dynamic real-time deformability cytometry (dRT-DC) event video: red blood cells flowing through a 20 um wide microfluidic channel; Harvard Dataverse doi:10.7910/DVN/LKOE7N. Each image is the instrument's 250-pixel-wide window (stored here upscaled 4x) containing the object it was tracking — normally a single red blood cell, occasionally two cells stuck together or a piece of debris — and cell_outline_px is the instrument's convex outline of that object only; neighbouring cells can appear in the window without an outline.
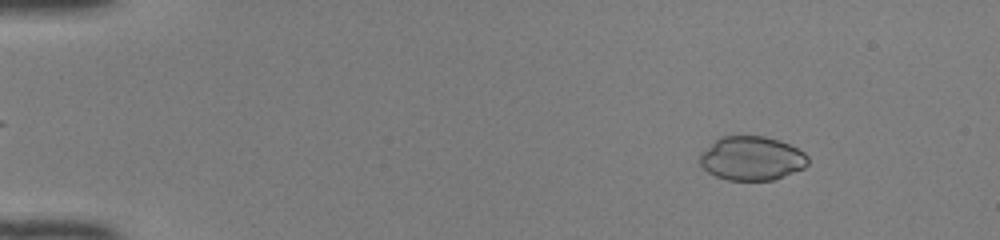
{"species": "common noctule bat (a hibernating species)", "species_latin": "Nyctalus noctula", "temperature_condition": "room temperature", "stored_images_in_passage": 49, "camera_frame_rate_fps": 3000, "um_per_image_px": 0.085, "animal": {"sex": "female", "body_mass_g": 22.0, "forearm_length_mm": 56.7}, "frame": {"image": 1, "passage_image": 6, "time_ms": 1.667, "image_size_px": [1000, 240], "cell_outline_px": [[808, 164], [804, 168], [772, 180], [728, 180], [716, 176], [708, 172], [700, 164], [700, 156], [720, 136], [764, 136], [780, 140], [804, 152], [808, 156]], "centroid_in_image_um": [63.92, 13.46], "position_along_channel_um": 21.1, "area_um2": 27.4}}
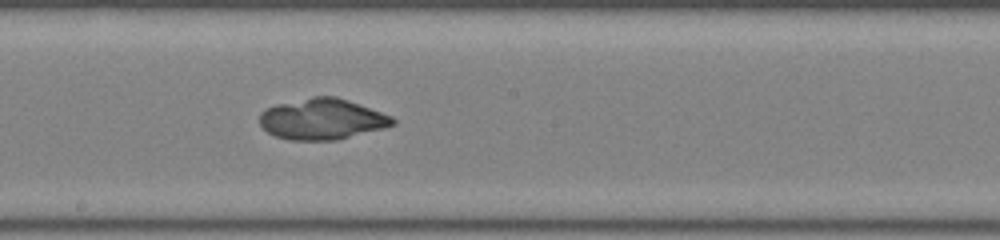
{"frame": {"image": 2, "passage_image": 28, "time_ms": 9.0, "image_size_px": [1000, 240], "cell_outline_px": [[396, 124], [384, 128], [336, 140], [288, 140], [276, 136], [268, 132], [260, 124], [260, 112], [276, 104], [312, 96], [336, 96], [348, 100], [392, 116], [396, 120]], "centroid_in_image_um": [27.39, 10.12], "position_along_channel_um": 220.8, "area_um2": 31.67}}
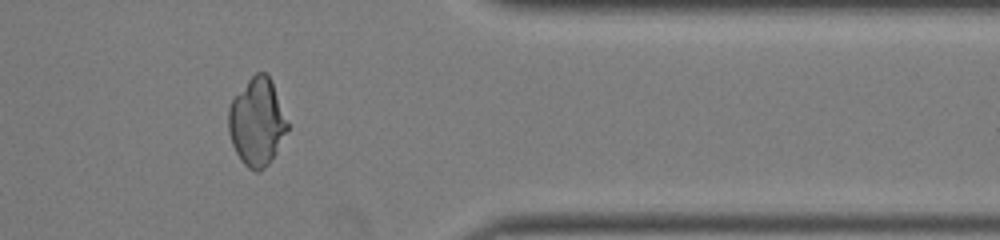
{"frame": {"image": 3, "passage_image": 41, "time_ms": 13.333, "image_size_px": [1000, 240], "cell_outline_px": [[288, 128], [276, 152], [268, 164], [260, 172], [256, 172], [248, 168], [240, 160], [232, 144], [228, 132], [228, 108], [232, 100], [248, 80], [256, 72], [264, 72], [272, 80], [288, 124]], "centroid_in_image_um": [21.82, 10.39], "position_along_channel_um": 389.6, "area_um2": 29.88}}